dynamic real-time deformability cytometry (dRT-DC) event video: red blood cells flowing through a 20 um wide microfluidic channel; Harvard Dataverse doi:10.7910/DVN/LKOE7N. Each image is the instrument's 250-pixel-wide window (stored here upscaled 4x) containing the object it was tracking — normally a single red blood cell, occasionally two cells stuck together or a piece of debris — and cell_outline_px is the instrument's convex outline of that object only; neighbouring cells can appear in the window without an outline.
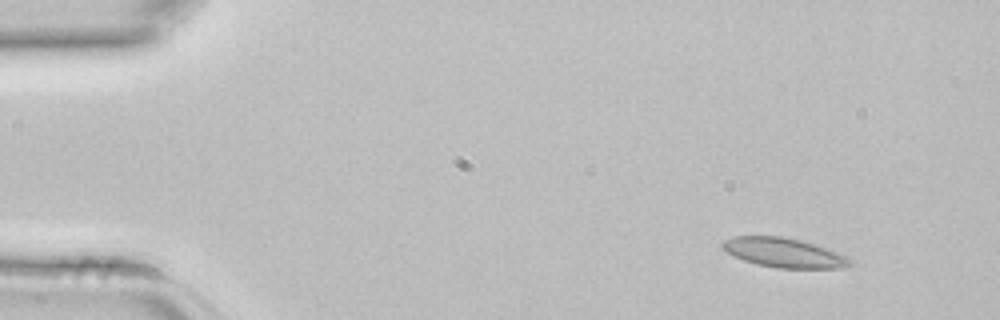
{"species": "common noctule bat (a hibernating species)", "species_latin": "Nyctalus noctula", "temperature_condition": "room temperature", "stored_images_in_passage": 3, "camera_frame_rate_fps": 3000, "um_per_image_px": 0.085, "animal": {"sex": "female", "body_mass_g": 22.7, "forearm_length_mm": 54.2}, "frame": {"image": 1, "passage_image": 1, "time_ms": 0.0, "image_size_px": [1000, 320], "cell_outline_px": [[852, 264], [844, 268], [776, 268], [756, 264], [744, 260], [720, 248], [720, 244], [724, 240], [736, 236], [780, 236], [800, 240], [840, 252], [848, 256], [852, 260]], "centroid_in_image_um": [66.66, 21.48], "position_along_channel_um": 18.3, "area_um2": 21.96}}